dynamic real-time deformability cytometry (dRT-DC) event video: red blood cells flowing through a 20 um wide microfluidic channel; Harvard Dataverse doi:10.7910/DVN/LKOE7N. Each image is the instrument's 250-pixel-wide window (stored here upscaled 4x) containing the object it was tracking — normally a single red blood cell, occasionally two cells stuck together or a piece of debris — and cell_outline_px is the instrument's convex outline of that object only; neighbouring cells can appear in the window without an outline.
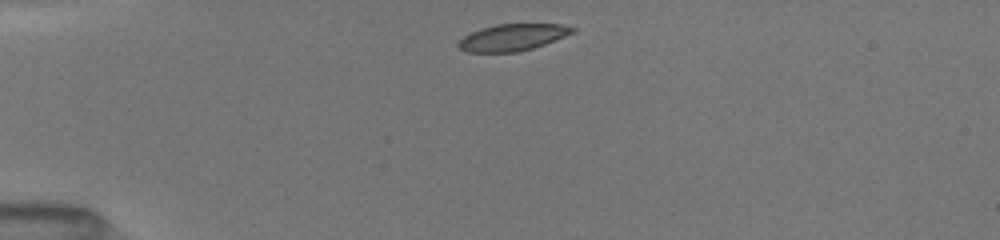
{"species": "common noctule bat (a hibernating species)", "species_latin": "Nyctalus noctula", "temperature_condition": "room temperature", "stored_images_in_passage": 2, "camera_frame_rate_fps": 3000, "um_per_image_px": 0.085, "animal": {"sex": "female", "body_mass_g": 19.5, "forearm_length_mm": 54.1}, "frame": {"image": 1, "passage_image": 1, "time_ms": 0.0, "image_size_px": [1000, 240], "cell_outline_px": [[576, 32], [544, 44], [532, 48], [516, 52], [468, 52], [460, 48], [456, 44], [464, 36], [480, 28], [496, 24], [560, 24], [576, 28]], "centroid_in_image_um": [43.57, 3.17], "position_along_channel_um": 41.4, "area_um2": 17.69}}